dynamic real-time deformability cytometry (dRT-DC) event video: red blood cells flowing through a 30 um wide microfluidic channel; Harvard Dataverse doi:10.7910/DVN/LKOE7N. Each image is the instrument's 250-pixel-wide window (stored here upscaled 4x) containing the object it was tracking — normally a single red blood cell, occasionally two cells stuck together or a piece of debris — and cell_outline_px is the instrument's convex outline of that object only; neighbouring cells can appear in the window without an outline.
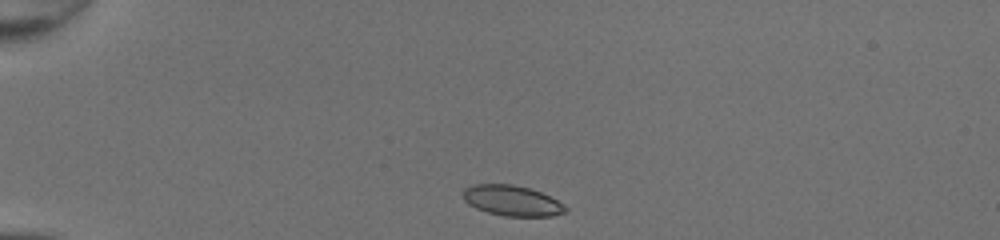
{"species": "common noctule bat (a hibernating species)", "species_latin": "Nyctalus noctula", "temperature_condition": "room temperature", "stored_images_in_passage": 37, "camera_frame_rate_fps": 3000, "um_per_image_px": 0.085, "animal": {"sex": "female", "body_mass_g": 20.0, "forearm_length_mm": 54.0}, "frame": {"image": 1, "passage_image": 1, "time_ms": 0.0, "image_size_px": [1000, 240], "cell_outline_px": [[568, 212], [552, 216], [504, 216], [488, 212], [476, 208], [468, 204], [464, 200], [464, 188], [472, 184], [512, 184], [528, 188], [540, 192], [564, 204], [568, 208]], "centroid_in_image_um": [43.53, 17.06], "position_along_channel_um": 41.5, "area_um2": 18.15}}
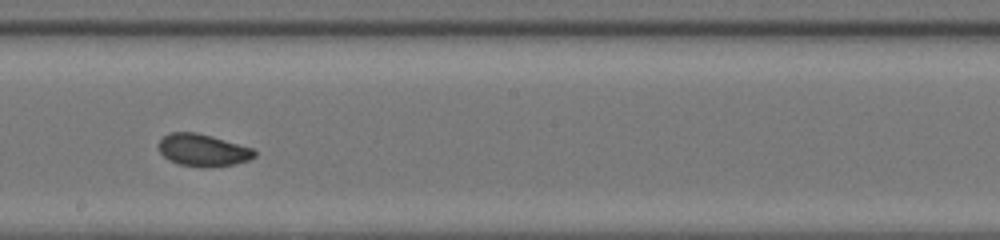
{"frame": {"image": 2, "passage_image": 18, "time_ms": 5.667, "image_size_px": [1000, 240], "cell_outline_px": [[256, 156], [248, 160], [236, 164], [176, 164], [168, 160], [160, 152], [156, 144], [168, 132], [196, 132], [212, 136], [252, 148], [256, 152]], "centroid_in_image_um": [17.19, 12.71], "position_along_channel_um": 231.0, "area_um2": 17.4}}
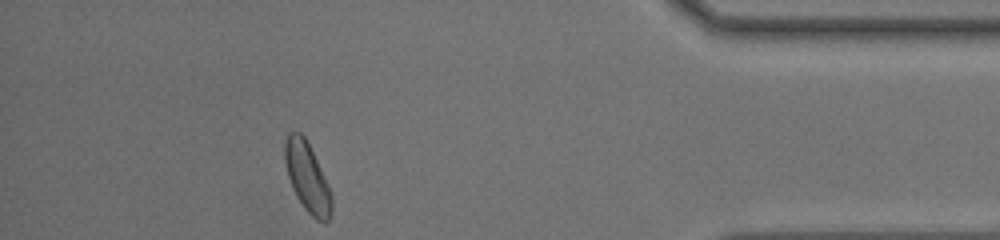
{"frame": {"image": 3, "passage_image": 33, "time_ms": 10.667, "image_size_px": [1000, 240], "cell_outline_px": [[332, 212], [328, 220], [324, 224], [316, 220], [304, 208], [296, 196], [292, 188], [288, 176], [284, 160], [284, 140], [288, 132], [300, 132], [304, 136], [328, 184], [332, 196]], "centroid_in_image_um": [26.11, 15.09], "position_along_channel_um": 409.1, "area_um2": 18.9}, "authors_computed_cell_mechanics": {"area_um2": 18.2648, "velocity_mm_per_s": 4.3018, "shape_relaxation_time_tau1_ms": 6.5776, "shape_relaxation_time_tau2_ms": 1.4189, "deformation_change_tau1": 0.1366, "deformation_change_tau2": 0.0658}}